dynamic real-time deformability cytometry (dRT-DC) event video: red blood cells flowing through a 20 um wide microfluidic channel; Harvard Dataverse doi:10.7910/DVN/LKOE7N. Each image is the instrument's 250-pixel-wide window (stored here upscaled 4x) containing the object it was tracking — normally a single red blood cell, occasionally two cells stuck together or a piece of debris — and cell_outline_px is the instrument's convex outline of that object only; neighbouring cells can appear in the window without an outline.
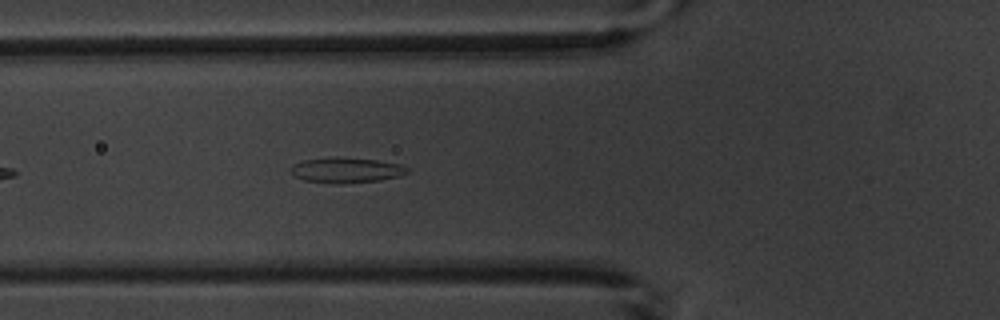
{"species": "common noctule bat (a hibernating species)", "species_latin": "Nyctalus noctula", "temperature_condition": "warm", "stored_images_in_passage": 6, "camera_frame_rate_fps": 3000, "um_per_image_px": 0.085, "animal": {"sex": "male", "body_mass_g": 20.1, "forearm_length_mm": 53.5}, "frame": {"image": 1, "passage_image": 6, "time_ms": 5.667, "image_size_px": [1000, 320], "cell_outline_px": [[408, 172], [396, 176], [380, 180], [336, 184], [304, 180], [296, 176], [292, 172], [292, 164], [304, 160], [332, 156], [376, 160], [400, 164], [408, 168]], "centroid_in_image_um": [29.4, 14.45], "position_along_channel_um": 96.4, "area_um2": 16.99}}